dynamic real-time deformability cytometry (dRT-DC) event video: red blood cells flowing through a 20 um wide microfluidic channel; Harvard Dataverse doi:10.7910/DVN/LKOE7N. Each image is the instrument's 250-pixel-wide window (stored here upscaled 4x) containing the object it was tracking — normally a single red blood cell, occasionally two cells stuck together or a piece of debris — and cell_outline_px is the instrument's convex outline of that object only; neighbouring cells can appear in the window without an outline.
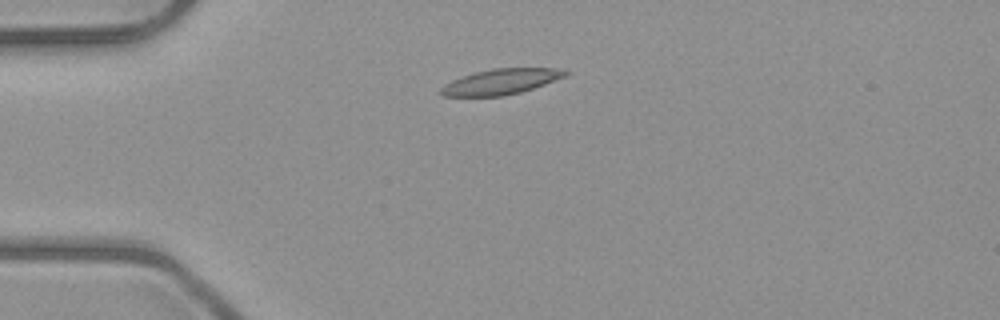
{"species": "common noctule bat (a hibernating species)", "species_latin": "Nyctalus noctula", "temperature_condition": "room temperature", "stored_images_in_passage": 4, "camera_frame_rate_fps": 3000, "um_per_image_px": 0.085, "animal": {"sex": "male", "body_mass_g": 23.1, "forearm_length_mm": 52.7}, "frame": {"image": 1, "passage_image": 3, "time_ms": 2.0, "image_size_px": [1000, 320], "cell_outline_px": [[568, 72], [564, 76], [544, 84], [520, 92], [504, 96], [444, 96], [440, 92], [440, 88], [444, 84], [452, 80], [476, 72], [492, 68], [552, 68]], "centroid_in_image_um": [42.51, 6.95], "position_along_channel_um": 42.5, "area_um2": 18.09}}